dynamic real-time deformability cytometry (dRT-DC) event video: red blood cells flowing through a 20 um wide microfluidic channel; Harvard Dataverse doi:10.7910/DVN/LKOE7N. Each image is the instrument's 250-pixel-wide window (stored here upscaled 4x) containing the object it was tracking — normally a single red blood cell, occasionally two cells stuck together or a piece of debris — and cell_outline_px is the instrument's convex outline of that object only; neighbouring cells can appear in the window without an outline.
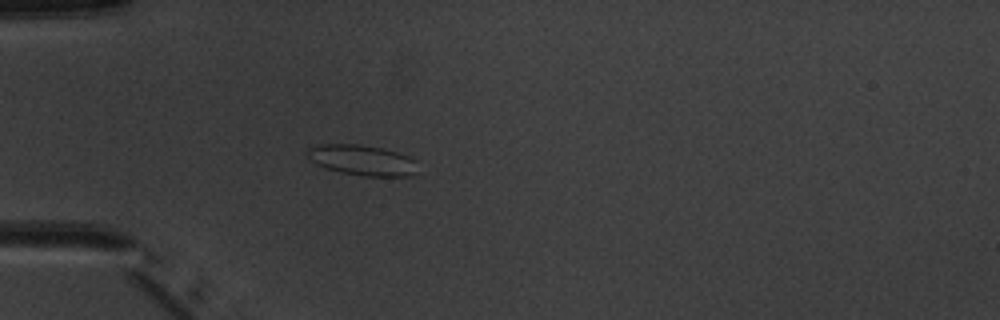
{"species": "common noctule bat (a hibernating species)", "species_latin": "Nyctalus noctula", "temperature_condition": "warm", "stored_images_in_passage": 2, "camera_frame_rate_fps": 3000, "um_per_image_px": 0.085, "animal": {"sex": "male", "body_mass_g": 20.1, "forearm_length_mm": 53.5}, "frame": {"image": 1, "passage_image": 2, "time_ms": 2.0, "image_size_px": [1000, 320], "cell_outline_px": [[416, 172], [412, 176], [364, 176], [340, 172], [316, 164], [304, 152], [304, 148], [316, 144], [360, 144], [384, 148], [408, 156], [416, 160]], "centroid_in_image_um": [30.75, 13.59], "position_along_channel_um": 54.2, "area_um2": 19.83}}